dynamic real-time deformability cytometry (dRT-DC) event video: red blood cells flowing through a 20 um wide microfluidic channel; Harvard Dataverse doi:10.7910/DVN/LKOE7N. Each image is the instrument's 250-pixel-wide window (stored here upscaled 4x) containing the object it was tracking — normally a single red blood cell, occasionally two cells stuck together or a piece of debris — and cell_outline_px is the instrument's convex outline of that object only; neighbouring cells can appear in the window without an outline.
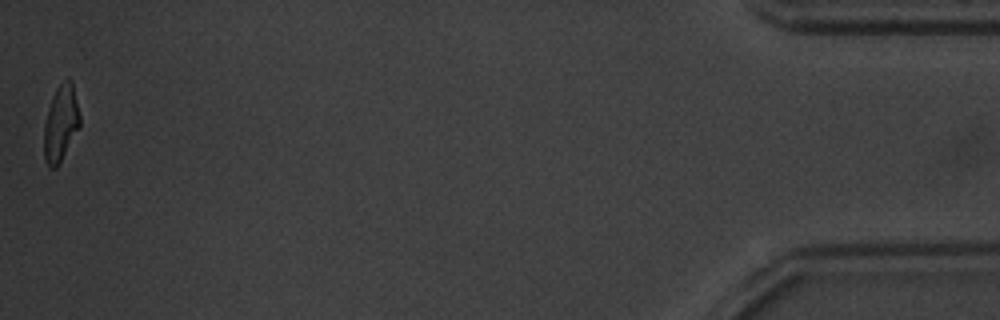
{"species": "common noctule bat (a hibernating species)", "species_latin": "Nyctalus noctula", "temperature_condition": "warm", "stored_images_in_passage": 37, "camera_frame_rate_fps": 3000, "um_per_image_px": 0.085, "animal": {"sex": "male", "body_mass_g": 20.1, "forearm_length_mm": 53.5}, "frame": {"image": 1, "passage_image": 37, "time_ms": 12.0, "image_size_px": [1000, 320], "cell_outline_px": [[80, 124], [56, 168], [48, 168], [44, 160], [44, 124], [48, 108], [52, 96], [56, 88], [68, 76], [72, 80], [80, 116]], "centroid_in_image_um": [5.14, 10.44], "position_along_channel_um": 430.1, "area_um2": 15.78}, "authors_computed_cell_mechanics": {"area_um2": 16.9932, "velocity_mm_per_s": 3.8791, "shape_relaxation_time_tau1_ms": 3.4256, "shape_relaxation_time_tau2_ms": 2.0474, "deformation_change_tau1": 0.1899, "deformation_change_tau2": 0.1064}}